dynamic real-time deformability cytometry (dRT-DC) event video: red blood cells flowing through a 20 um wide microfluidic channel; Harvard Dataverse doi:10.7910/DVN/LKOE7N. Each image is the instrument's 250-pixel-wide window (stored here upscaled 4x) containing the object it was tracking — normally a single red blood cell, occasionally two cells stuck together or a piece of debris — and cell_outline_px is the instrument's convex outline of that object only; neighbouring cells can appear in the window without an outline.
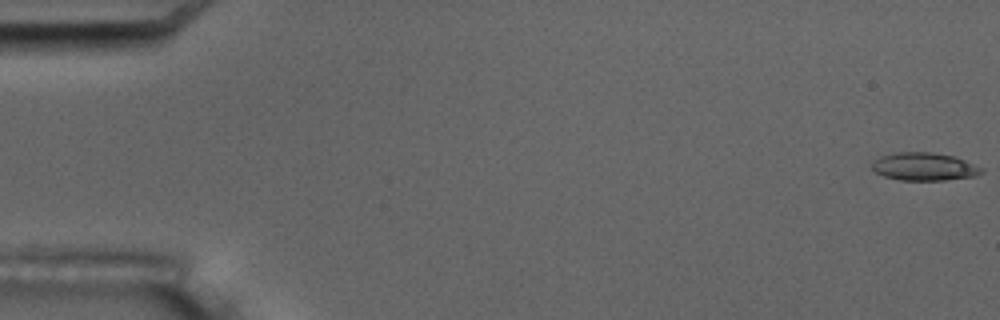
{"species": "common noctule bat (a hibernating species)", "species_latin": "Nyctalus noctula", "temperature_condition": "room temperature", "stored_images_in_passage": 5, "camera_frame_rate_fps": 3000, "um_per_image_px": 0.085, "animal": {"sex": "male", "body_mass_g": 17.5, "forearm_length_mm": 52.3}, "frame": {"image": 1, "passage_image": 1, "time_ms": 0.0, "image_size_px": [1000, 320], "cell_outline_px": [[984, 172], [976, 176], [944, 180], [900, 180], [884, 176], [876, 172], [872, 168], [872, 160], [880, 156], [896, 152], [932, 152], [956, 156], [984, 168]], "centroid_in_image_um": [78.58, 14.15], "position_along_channel_um": 6.4, "area_um2": 18.03}}
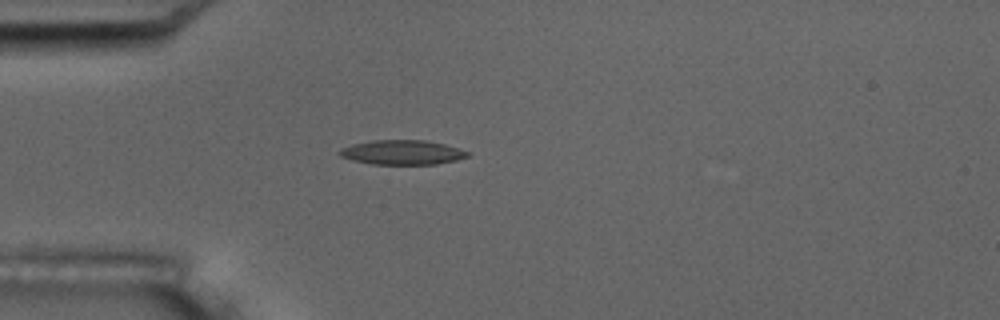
{"frame": {"image": 2, "passage_image": 5, "time_ms": 5.333, "image_size_px": [1000, 320], "cell_outline_px": [[468, 156], [456, 160], [436, 164], [372, 164], [352, 160], [340, 156], [340, 148], [352, 144], [372, 140], [424, 140], [444, 144], [468, 152]], "centroid_in_image_um": [34.15, 12.95], "position_along_channel_um": 50.9, "area_um2": 18.09}}